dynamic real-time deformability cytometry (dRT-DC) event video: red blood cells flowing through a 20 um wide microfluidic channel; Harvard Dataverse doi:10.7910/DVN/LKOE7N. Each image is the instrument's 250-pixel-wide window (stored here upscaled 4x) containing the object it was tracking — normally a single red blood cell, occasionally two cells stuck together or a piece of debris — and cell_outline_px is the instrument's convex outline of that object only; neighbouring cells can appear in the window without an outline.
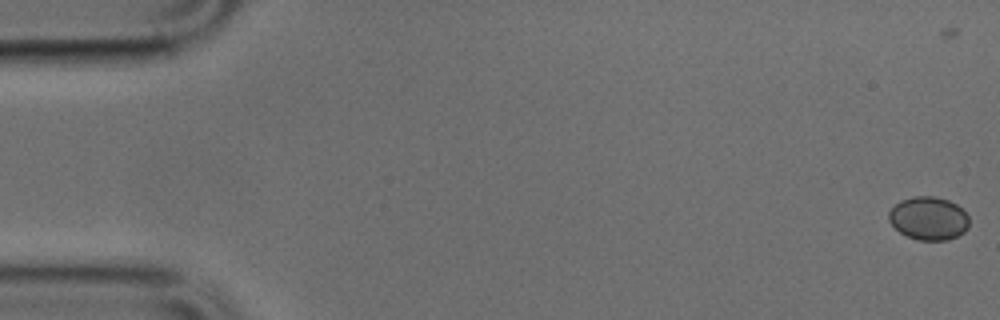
{"species": "common noctule bat (a hibernating species)", "species_latin": "Nyctalus noctula", "temperature_condition": "cold", "stored_images_in_passage": 10, "camera_frame_rate_fps": 3000, "um_per_image_px": 0.085, "animal": {"sex": "male", "body_mass_g": 17.9, "forearm_length_mm": 54.2}, "frame": {"image": 1, "passage_image": 2, "time_ms": 0.333, "image_size_px": [1000, 320], "cell_outline_px": [[968, 228], [964, 232], [948, 240], [920, 240], [908, 236], [900, 232], [888, 220], [888, 212], [900, 200], [916, 196], [936, 196], [948, 200], [956, 204], [968, 216]], "centroid_in_image_um": [78.92, 18.55], "position_along_channel_um": 6.1, "area_um2": 20.11}}